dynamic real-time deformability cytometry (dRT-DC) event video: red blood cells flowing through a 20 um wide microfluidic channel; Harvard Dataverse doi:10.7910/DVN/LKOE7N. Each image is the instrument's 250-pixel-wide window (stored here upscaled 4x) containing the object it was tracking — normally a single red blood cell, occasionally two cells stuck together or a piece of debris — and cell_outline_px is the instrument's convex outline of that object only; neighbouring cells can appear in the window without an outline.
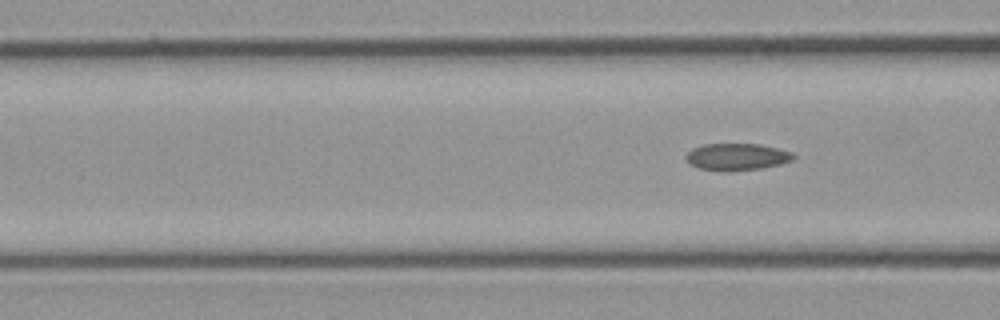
{"species": "common noctule bat (a hibernating species)", "species_latin": "Nyctalus noctula", "temperature_condition": "cold", "stored_images_in_passage": 5, "segment_of_instrument_passage": [2, 2], "camera_frame_rate_fps": 3000, "um_per_image_px": 0.085, "animal": {"sex": "male", "body_mass_g": 23.1, "forearm_length_mm": 52.7}, "frame": {"image": 1, "passage_image": 5, "time_ms": 4.667, "image_size_px": [1000, 320], "cell_outline_px": [[796, 156], [792, 160], [780, 164], [760, 168], [732, 172], [724, 172], [696, 168], [688, 164], [684, 156], [692, 148], [704, 144], [760, 144], [792, 152]], "centroid_in_image_um": [62.57, 13.35], "position_along_channel_um": 104.0, "area_um2": 17.17}}